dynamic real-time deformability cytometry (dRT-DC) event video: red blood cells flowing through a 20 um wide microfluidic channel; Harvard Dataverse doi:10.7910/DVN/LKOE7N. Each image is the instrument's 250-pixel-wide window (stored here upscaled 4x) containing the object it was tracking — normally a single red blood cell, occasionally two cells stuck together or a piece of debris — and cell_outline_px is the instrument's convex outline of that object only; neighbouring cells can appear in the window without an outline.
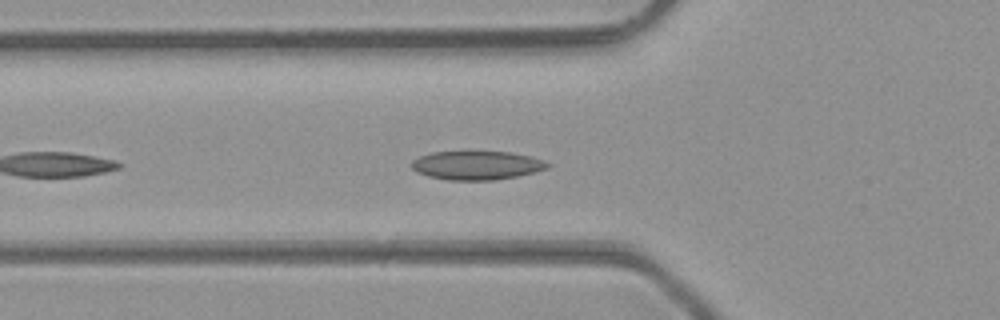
{"species": "common noctule bat (a hibernating species)", "species_latin": "Nyctalus noctula", "temperature_condition": "room temperature", "stored_images_in_passage": 12, "camera_frame_rate_fps": 3000, "um_per_image_px": 0.085, "animal": {"sex": "male", "body_mass_g": 23.1, "forearm_length_mm": 52.7}, "frame": {"image": 1, "passage_image": 6, "time_ms": 1.667, "image_size_px": [1000, 320], "cell_outline_px": [[552, 164], [548, 168], [536, 172], [496, 180], [448, 180], [428, 176], [416, 172], [408, 164], [412, 160], [420, 156], [432, 152], [468, 148], [512, 152], [532, 156], [544, 160]], "centroid_in_image_um": [40.51, 13.99], "position_along_channel_um": 85.3, "area_um2": 24.16}}
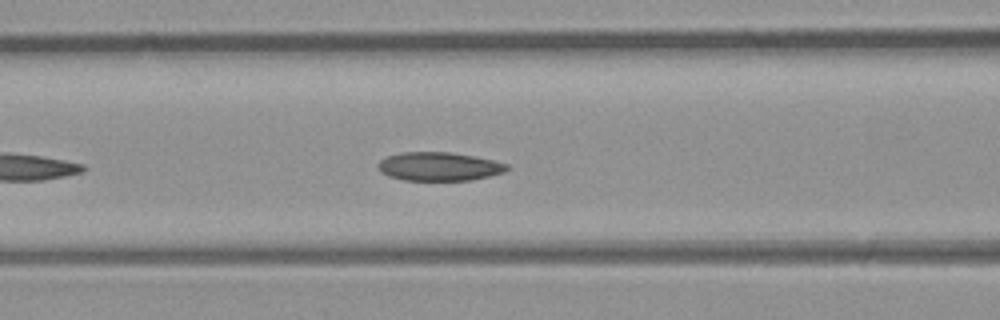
{"frame": {"image": 2, "passage_image": 9, "time_ms": 2.667, "image_size_px": [1000, 320], "cell_outline_px": [[508, 168], [504, 172], [472, 180], [404, 180], [388, 176], [380, 172], [376, 164], [380, 160], [388, 156], [404, 152], [452, 152], [476, 156], [508, 164]], "centroid_in_image_um": [37.3, 14.15], "position_along_channel_um": 129.3, "area_um2": 21.5}}